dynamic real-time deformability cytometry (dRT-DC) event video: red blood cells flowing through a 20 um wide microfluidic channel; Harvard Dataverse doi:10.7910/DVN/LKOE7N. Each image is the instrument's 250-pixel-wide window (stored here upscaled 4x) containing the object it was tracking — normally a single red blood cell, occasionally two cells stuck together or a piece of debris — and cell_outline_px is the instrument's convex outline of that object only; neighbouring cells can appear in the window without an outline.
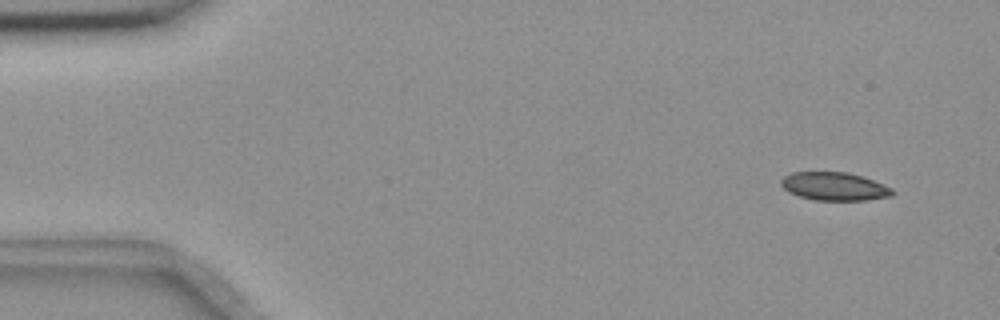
{"species": "common noctule bat (a hibernating species)", "species_latin": "Nyctalus noctula", "temperature_condition": "room temperature", "stored_images_in_passage": 8, "camera_frame_rate_fps": 3000, "um_per_image_px": 0.085, "animal": {"sex": "female", "body_mass_g": 18.4}, "frame": {"image": 1, "passage_image": 1, "time_ms": 0.0, "image_size_px": [1000, 320], "cell_outline_px": [[896, 192], [892, 196], [868, 200], [816, 200], [800, 196], [788, 192], [780, 184], [780, 180], [784, 176], [792, 172], [848, 172], [872, 180], [892, 188]], "centroid_in_image_um": [70.92, 15.84], "position_along_channel_um": 14.1, "area_um2": 18.26}}
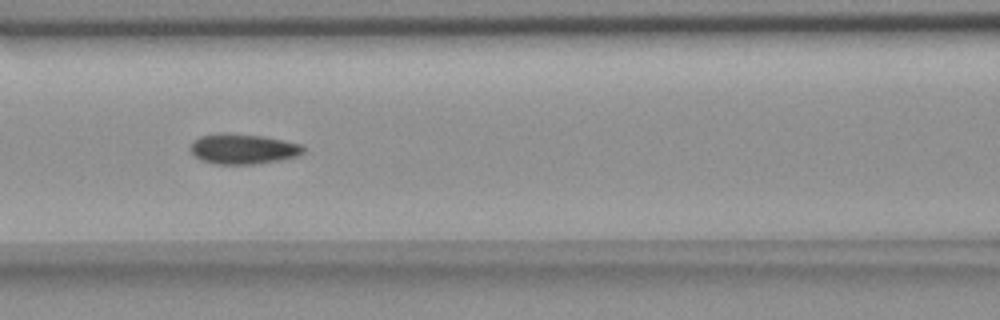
{"frame": {"image": 2, "passage_image": 7, "time_ms": 6.667, "image_size_px": [1000, 320], "cell_outline_px": [[304, 152], [296, 156], [280, 160], [256, 164], [216, 164], [200, 160], [188, 148], [200, 136], [220, 132], [224, 132], [264, 136], [300, 144], [304, 148]], "centroid_in_image_um": [20.64, 12.65], "position_along_channel_um": 146.0, "area_um2": 19.88}}
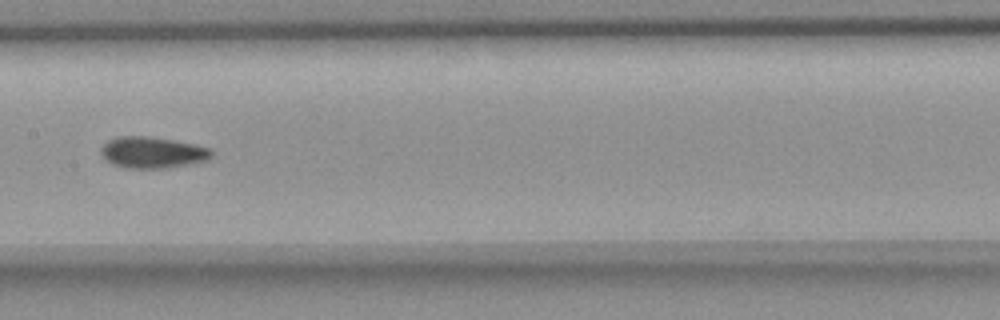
{"frame": {"image": 3, "passage_image": 8, "time_ms": 8.0, "image_size_px": [1000, 320], "cell_outline_px": [[212, 156], [204, 160], [188, 164], [168, 168], [128, 168], [112, 164], [104, 160], [100, 152], [100, 148], [108, 140], [116, 136], [148, 136], [172, 140], [212, 148]], "centroid_in_image_um": [12.9, 12.96], "position_along_channel_um": 194.5, "area_um2": 20.17}}